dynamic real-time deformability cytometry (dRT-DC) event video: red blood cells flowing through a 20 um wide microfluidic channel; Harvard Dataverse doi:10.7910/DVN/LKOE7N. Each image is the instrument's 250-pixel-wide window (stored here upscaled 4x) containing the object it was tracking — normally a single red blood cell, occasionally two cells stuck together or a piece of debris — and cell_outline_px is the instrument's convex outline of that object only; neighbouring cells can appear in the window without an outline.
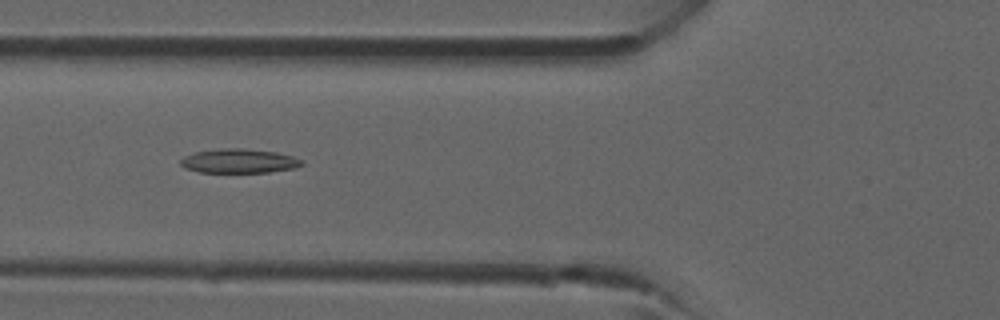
{"species": "common noctule bat (a hibernating species)", "species_latin": "Nyctalus noctula", "temperature_condition": "room temperature", "stored_images_in_passage": 32, "camera_frame_rate_fps": 3000, "um_per_image_px": 0.085, "animal": {"sex": "male", "forearm_length_mm": 52.5}, "frame": {"image": 1, "passage_image": 14, "time_ms": 4.333, "image_size_px": [1000, 320], "cell_outline_px": [[304, 164], [296, 168], [268, 172], [200, 172], [184, 168], [180, 164], [180, 160], [184, 156], [196, 152], [224, 148], [244, 148], [276, 152], [292, 156], [304, 160]], "centroid_in_image_um": [20.34, 13.68], "position_along_channel_um": 105.5, "area_um2": 17.11}}
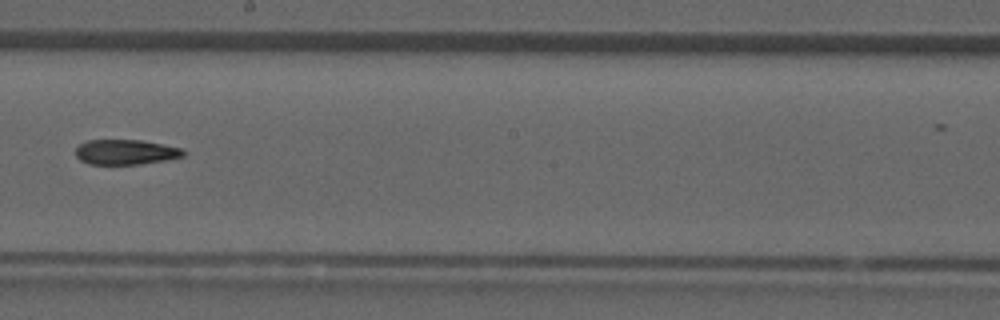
{"frame": {"image": 2, "passage_image": 22, "time_ms": 7.0, "image_size_px": [1000, 320], "cell_outline_px": [[184, 156], [164, 160], [140, 164], [88, 164], [80, 160], [76, 156], [76, 148], [80, 144], [88, 140], [140, 140], [180, 148], [184, 152]], "centroid_in_image_um": [10.63, 12.93], "position_along_channel_um": 237.6, "area_um2": 15.49}}